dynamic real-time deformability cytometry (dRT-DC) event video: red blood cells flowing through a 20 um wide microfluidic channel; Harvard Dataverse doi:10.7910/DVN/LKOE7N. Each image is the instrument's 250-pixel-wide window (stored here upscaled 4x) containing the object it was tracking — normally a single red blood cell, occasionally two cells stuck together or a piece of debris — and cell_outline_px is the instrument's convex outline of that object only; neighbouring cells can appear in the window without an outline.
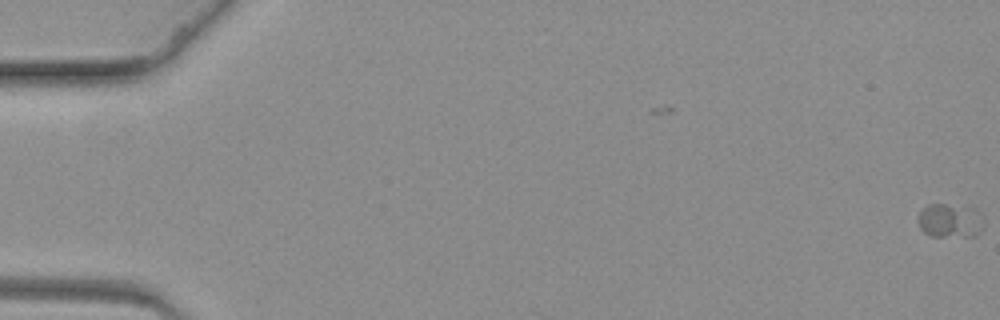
{"species": "common noctule bat (a hibernating species)", "species_latin": "Nyctalus noctula", "temperature_condition": "warm", "stored_images_in_passage": 67, "camera_frame_rate_fps": 3000, "um_per_image_px": 0.085, "animal": {"sex": "female", "body_mass_g": 19.3, "forearm_length_mm": 54.1}, "frame": {"image": 1, "passage_image": 1, "time_ms": 0.0, "image_size_px": [1000, 320], "cell_outline_px": [[984, 228], [976, 236], [928, 236], [920, 228], [916, 220], [920, 212], [928, 204], [944, 204], [976, 208], [984, 216]], "centroid_in_image_um": [80.79, 18.76], "position_along_channel_um": 4.2, "area_um2": 13.41}}
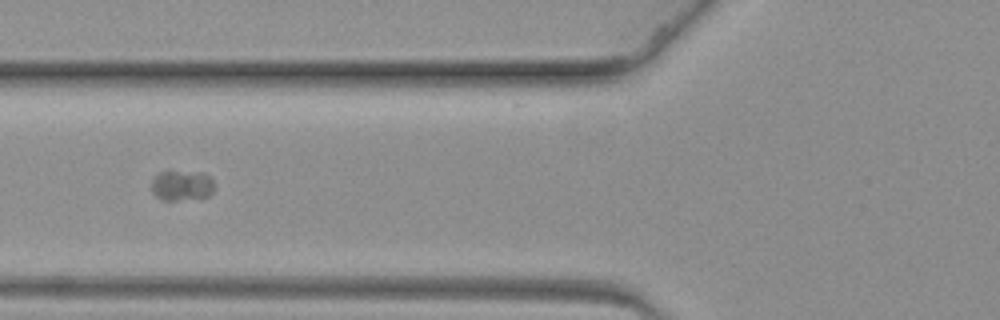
{"frame": {"image": 2, "passage_image": 28, "time_ms": 9.0, "image_size_px": [1000, 320], "cell_outline_px": [[216, 188], [208, 196], [176, 200], [160, 200], [152, 192], [152, 180], [160, 172], [204, 172], [212, 180]], "centroid_in_image_um": [15.47, 15.77], "position_along_channel_um": 110.3, "area_um2": 10.98}}
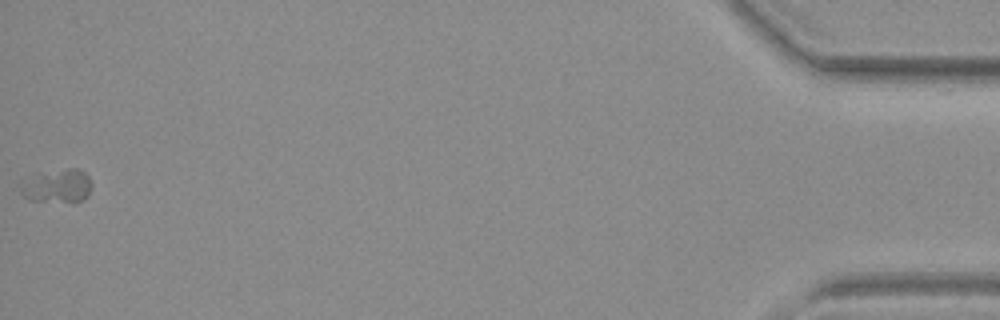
{"frame": {"image": 3, "passage_image": 67, "time_ms": 22.0, "image_size_px": [1000, 320], "cell_outline_px": [[92, 184], [88, 196], [84, 200], [28, 200], [20, 192], [20, 184], [68, 168], [76, 168], [84, 172], [88, 176]], "centroid_in_image_um": [4.97, 15.84], "position_along_channel_um": 430.2, "area_um2": 12.66}}